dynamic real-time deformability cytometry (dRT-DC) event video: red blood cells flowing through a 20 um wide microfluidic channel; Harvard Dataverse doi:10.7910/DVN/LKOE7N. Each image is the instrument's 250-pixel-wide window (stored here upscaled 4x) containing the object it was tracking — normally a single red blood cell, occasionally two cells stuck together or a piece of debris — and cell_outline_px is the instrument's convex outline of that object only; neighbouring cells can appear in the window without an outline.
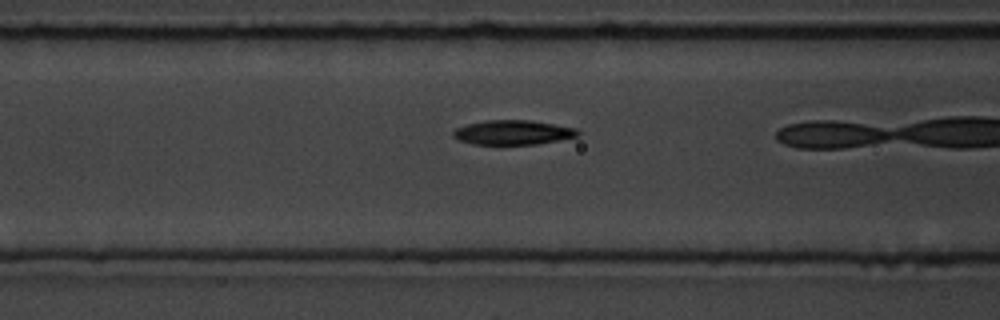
{"species": "common noctule bat (a hibernating species)", "species_latin": "Nyctalus noctula", "temperature_condition": "room temperature", "stored_images_in_passage": 29, "camera_frame_rate_fps": 3000, "um_per_image_px": 0.085, "animal": {"sex": "male", "body_mass_g": 19.5, "forearm_length_mm": 54.6}, "frame": {"image": 1, "passage_image": 20, "time_ms": 6.333, "image_size_px": [1000, 320], "cell_outline_px": [[580, 136], [560, 140], [536, 144], [472, 144], [460, 140], [452, 136], [452, 132], [456, 128], [468, 124], [484, 120], [528, 120], [576, 128], [580, 132]], "centroid_in_image_um": [43.61, 11.26], "position_along_channel_um": 123.0, "area_um2": 17.74}}